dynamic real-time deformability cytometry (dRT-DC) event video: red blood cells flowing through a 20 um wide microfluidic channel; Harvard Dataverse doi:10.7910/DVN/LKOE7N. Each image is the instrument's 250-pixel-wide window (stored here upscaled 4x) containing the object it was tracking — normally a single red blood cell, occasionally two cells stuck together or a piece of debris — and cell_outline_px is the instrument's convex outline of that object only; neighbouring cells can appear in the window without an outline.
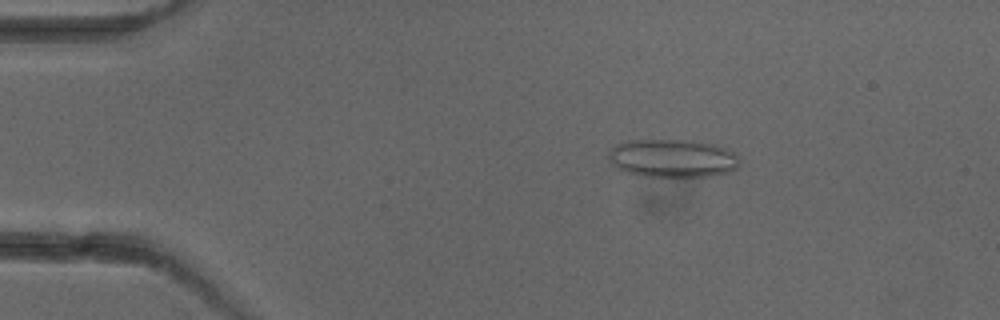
{"species": "common noctule bat (a hibernating species)", "species_latin": "Nyctalus noctula", "temperature_condition": "cold", "stored_images_in_passage": 6, "camera_frame_rate_fps": 3000, "um_per_image_px": 0.085, "animal": {"sex": "female"}, "frame": {"image": 1, "passage_image": 3, "time_ms": 2.333, "image_size_px": [1000, 320], "cell_outline_px": [[740, 164], [736, 168], [728, 172], [712, 176], [644, 176], [628, 172], [616, 168], [612, 164], [608, 156], [608, 152], [616, 144], [628, 140], [692, 140], [716, 144], [736, 152]], "centroid_in_image_um": [57.19, 13.44], "position_along_channel_um": 27.8, "area_um2": 29.3}}